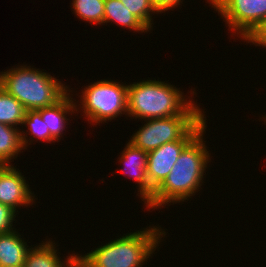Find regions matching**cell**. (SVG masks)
<instances>
[{
	"label": "cell",
	"instance_id": "23",
	"mask_svg": "<svg viewBox=\"0 0 266 267\" xmlns=\"http://www.w3.org/2000/svg\"><path fill=\"white\" fill-rule=\"evenodd\" d=\"M10 267H26V264H21V265H18V266H10Z\"/></svg>",
	"mask_w": 266,
	"mask_h": 267
},
{
	"label": "cell",
	"instance_id": "1",
	"mask_svg": "<svg viewBox=\"0 0 266 267\" xmlns=\"http://www.w3.org/2000/svg\"><path fill=\"white\" fill-rule=\"evenodd\" d=\"M205 130L206 128L182 150L171 172L145 203L149 210L161 209V206L163 208L171 202H184L198 192L210 162L209 151L203 143L206 142L203 140Z\"/></svg>",
	"mask_w": 266,
	"mask_h": 267
},
{
	"label": "cell",
	"instance_id": "12",
	"mask_svg": "<svg viewBox=\"0 0 266 267\" xmlns=\"http://www.w3.org/2000/svg\"><path fill=\"white\" fill-rule=\"evenodd\" d=\"M54 244L49 239V241L36 245L34 248L30 247L26 255V267H77V255L66 256L67 259L61 261Z\"/></svg>",
	"mask_w": 266,
	"mask_h": 267
},
{
	"label": "cell",
	"instance_id": "2",
	"mask_svg": "<svg viewBox=\"0 0 266 267\" xmlns=\"http://www.w3.org/2000/svg\"><path fill=\"white\" fill-rule=\"evenodd\" d=\"M127 114L135 119H157L176 115H204L176 86L162 81L142 80L128 85Z\"/></svg>",
	"mask_w": 266,
	"mask_h": 267
},
{
	"label": "cell",
	"instance_id": "21",
	"mask_svg": "<svg viewBox=\"0 0 266 267\" xmlns=\"http://www.w3.org/2000/svg\"><path fill=\"white\" fill-rule=\"evenodd\" d=\"M248 43L266 47V20H264L257 29L245 40Z\"/></svg>",
	"mask_w": 266,
	"mask_h": 267
},
{
	"label": "cell",
	"instance_id": "20",
	"mask_svg": "<svg viewBox=\"0 0 266 267\" xmlns=\"http://www.w3.org/2000/svg\"><path fill=\"white\" fill-rule=\"evenodd\" d=\"M16 212L9 206L0 203V234L14 231L13 221H15Z\"/></svg>",
	"mask_w": 266,
	"mask_h": 267
},
{
	"label": "cell",
	"instance_id": "13",
	"mask_svg": "<svg viewBox=\"0 0 266 267\" xmlns=\"http://www.w3.org/2000/svg\"><path fill=\"white\" fill-rule=\"evenodd\" d=\"M29 249L17 231L0 234V267L25 264Z\"/></svg>",
	"mask_w": 266,
	"mask_h": 267
},
{
	"label": "cell",
	"instance_id": "5",
	"mask_svg": "<svg viewBox=\"0 0 266 267\" xmlns=\"http://www.w3.org/2000/svg\"><path fill=\"white\" fill-rule=\"evenodd\" d=\"M205 115H176L149 119L133 134L129 142L146 152L156 150L165 143L193 140L206 128Z\"/></svg>",
	"mask_w": 266,
	"mask_h": 267
},
{
	"label": "cell",
	"instance_id": "6",
	"mask_svg": "<svg viewBox=\"0 0 266 267\" xmlns=\"http://www.w3.org/2000/svg\"><path fill=\"white\" fill-rule=\"evenodd\" d=\"M128 85L100 80L82 90L80 107L90 123H102L127 115Z\"/></svg>",
	"mask_w": 266,
	"mask_h": 267
},
{
	"label": "cell",
	"instance_id": "15",
	"mask_svg": "<svg viewBox=\"0 0 266 267\" xmlns=\"http://www.w3.org/2000/svg\"><path fill=\"white\" fill-rule=\"evenodd\" d=\"M21 129L0 123V166L9 165L24 150L21 142Z\"/></svg>",
	"mask_w": 266,
	"mask_h": 267
},
{
	"label": "cell",
	"instance_id": "19",
	"mask_svg": "<svg viewBox=\"0 0 266 267\" xmlns=\"http://www.w3.org/2000/svg\"><path fill=\"white\" fill-rule=\"evenodd\" d=\"M130 13L138 18L149 30H152V14H158L152 0H120ZM152 12V13H151Z\"/></svg>",
	"mask_w": 266,
	"mask_h": 267
},
{
	"label": "cell",
	"instance_id": "22",
	"mask_svg": "<svg viewBox=\"0 0 266 267\" xmlns=\"http://www.w3.org/2000/svg\"><path fill=\"white\" fill-rule=\"evenodd\" d=\"M152 3L159 13H163L165 11H168L169 9H173L175 7H178L182 3L181 0H152Z\"/></svg>",
	"mask_w": 266,
	"mask_h": 267
},
{
	"label": "cell",
	"instance_id": "9",
	"mask_svg": "<svg viewBox=\"0 0 266 267\" xmlns=\"http://www.w3.org/2000/svg\"><path fill=\"white\" fill-rule=\"evenodd\" d=\"M23 176L11 164L0 166V203L15 212H18L17 207H27L34 202L35 196Z\"/></svg>",
	"mask_w": 266,
	"mask_h": 267
},
{
	"label": "cell",
	"instance_id": "18",
	"mask_svg": "<svg viewBox=\"0 0 266 267\" xmlns=\"http://www.w3.org/2000/svg\"><path fill=\"white\" fill-rule=\"evenodd\" d=\"M72 10L84 21L103 25L105 0H72Z\"/></svg>",
	"mask_w": 266,
	"mask_h": 267
},
{
	"label": "cell",
	"instance_id": "16",
	"mask_svg": "<svg viewBox=\"0 0 266 267\" xmlns=\"http://www.w3.org/2000/svg\"><path fill=\"white\" fill-rule=\"evenodd\" d=\"M25 113L24 106L0 87V123L19 129L17 125H23Z\"/></svg>",
	"mask_w": 266,
	"mask_h": 267
},
{
	"label": "cell",
	"instance_id": "7",
	"mask_svg": "<svg viewBox=\"0 0 266 267\" xmlns=\"http://www.w3.org/2000/svg\"><path fill=\"white\" fill-rule=\"evenodd\" d=\"M235 34L246 40L266 20V0H207Z\"/></svg>",
	"mask_w": 266,
	"mask_h": 267
},
{
	"label": "cell",
	"instance_id": "17",
	"mask_svg": "<svg viewBox=\"0 0 266 267\" xmlns=\"http://www.w3.org/2000/svg\"><path fill=\"white\" fill-rule=\"evenodd\" d=\"M26 124L28 126L29 132L28 134H31L32 140L28 141L27 134L25 135V132H21V142L24 149H27L26 147L28 144L30 145L33 138H37L38 140H45L47 142H56V140L51 136L47 124L44 122V120L41 117V113L38 110H27L25 113L23 125ZM30 142V143H28Z\"/></svg>",
	"mask_w": 266,
	"mask_h": 267
},
{
	"label": "cell",
	"instance_id": "10",
	"mask_svg": "<svg viewBox=\"0 0 266 267\" xmlns=\"http://www.w3.org/2000/svg\"><path fill=\"white\" fill-rule=\"evenodd\" d=\"M121 154L119 162L121 161L120 163H124L123 165H125V168L130 170L125 173L122 169L121 172L134 178L135 182L138 183V194H140L139 196H141L140 198H142V201L146 203L150 199V184L146 173L148 152L136 148L128 142Z\"/></svg>",
	"mask_w": 266,
	"mask_h": 267
},
{
	"label": "cell",
	"instance_id": "11",
	"mask_svg": "<svg viewBox=\"0 0 266 267\" xmlns=\"http://www.w3.org/2000/svg\"><path fill=\"white\" fill-rule=\"evenodd\" d=\"M70 92L67 93L60 101H58L56 104L38 109V111L41 113V117L44 120V122L47 124L49 132L51 136L55 140H60L61 134H63V130L65 129V123L68 121L65 116L66 114L74 113L78 111L77 104L74 102L70 97ZM77 107V108H76Z\"/></svg>",
	"mask_w": 266,
	"mask_h": 267
},
{
	"label": "cell",
	"instance_id": "14",
	"mask_svg": "<svg viewBox=\"0 0 266 267\" xmlns=\"http://www.w3.org/2000/svg\"><path fill=\"white\" fill-rule=\"evenodd\" d=\"M116 22L118 25L127 27L140 32H149V29L130 11L124 7V4L120 0H105L104 5V22Z\"/></svg>",
	"mask_w": 266,
	"mask_h": 267
},
{
	"label": "cell",
	"instance_id": "3",
	"mask_svg": "<svg viewBox=\"0 0 266 267\" xmlns=\"http://www.w3.org/2000/svg\"><path fill=\"white\" fill-rule=\"evenodd\" d=\"M166 232L159 227L128 233L99 246L86 255L76 256L77 267H142Z\"/></svg>",
	"mask_w": 266,
	"mask_h": 267
},
{
	"label": "cell",
	"instance_id": "8",
	"mask_svg": "<svg viewBox=\"0 0 266 267\" xmlns=\"http://www.w3.org/2000/svg\"><path fill=\"white\" fill-rule=\"evenodd\" d=\"M192 140H178L165 143L156 150L148 152L147 179L150 184V198L171 172L182 150Z\"/></svg>",
	"mask_w": 266,
	"mask_h": 267
},
{
	"label": "cell",
	"instance_id": "4",
	"mask_svg": "<svg viewBox=\"0 0 266 267\" xmlns=\"http://www.w3.org/2000/svg\"><path fill=\"white\" fill-rule=\"evenodd\" d=\"M38 70L18 65L0 72V87L15 97L26 111L52 106L70 91L60 80Z\"/></svg>",
	"mask_w": 266,
	"mask_h": 267
}]
</instances>
